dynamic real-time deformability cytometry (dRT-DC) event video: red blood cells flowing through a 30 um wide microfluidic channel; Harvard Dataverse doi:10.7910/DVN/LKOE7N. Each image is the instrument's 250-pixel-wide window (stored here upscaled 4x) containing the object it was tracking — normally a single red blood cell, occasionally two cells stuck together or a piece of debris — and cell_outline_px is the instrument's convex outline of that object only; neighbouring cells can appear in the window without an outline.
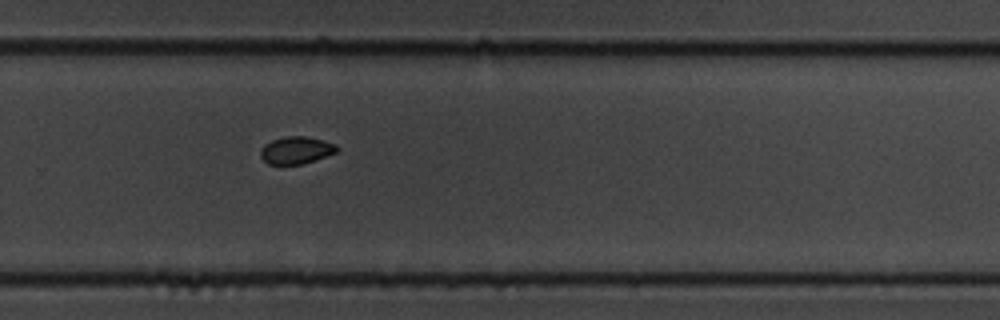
{"species": "common noctule bat (a hibernating species)", "species_latin": "Nyctalus noctula", "temperature_condition": "cold", "stored_images_in_passage": 51, "segment_of_instrument_passage": [2, 2], "camera_frame_rate_fps": 3000, "um_per_image_px": 0.085, "animal": {"sex": "male", "body_mass_g": 19.5, "forearm_length_mm": 54.6}, "frame": {"image": 1, "passage_image": 40, "time_ms": 13.0, "image_size_px": [1000, 320], "cell_outline_px": [[340, 148], [336, 152], [300, 164], [268, 164], [260, 156], [260, 148], [264, 144], [272, 140], [288, 136], [304, 136], [324, 140], [336, 144]], "centroid_in_image_um": [25.16, 12.75], "position_along_channel_um": 304.6, "area_um2": 12.02}}
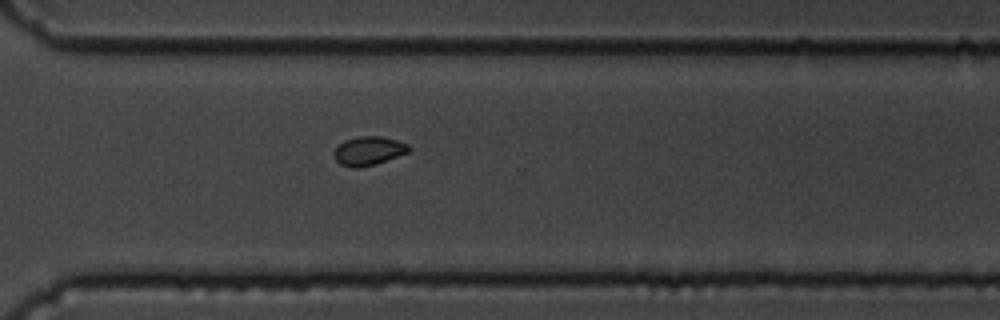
{"frame": {"image": 2, "passage_image": 43, "time_ms": 14.0, "image_size_px": [1000, 320], "cell_outline_px": [[412, 148], [408, 152], [376, 164], [356, 168], [352, 168], [340, 164], [332, 156], [332, 152], [344, 140], [360, 136], [380, 136], [396, 140], [408, 144]], "centroid_in_image_um": [31.31, 12.82], "position_along_channel_um": 339.3, "area_um2": 12.6}}
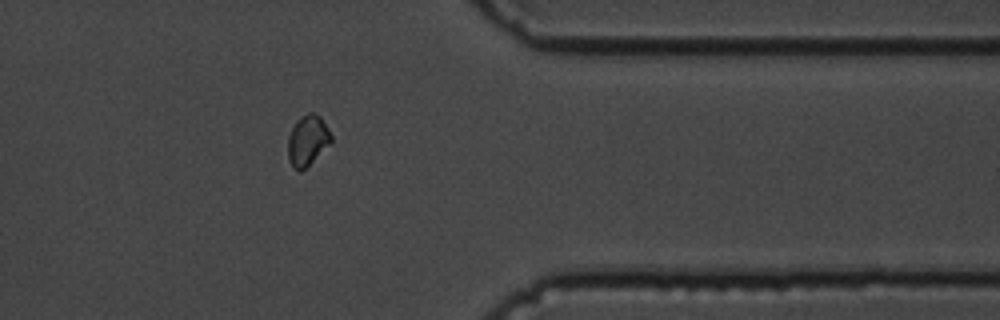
{"frame": {"image": 3, "passage_image": 48, "time_ms": 15.667, "image_size_px": [1000, 320], "cell_outline_px": [[332, 140], [300, 172], [292, 168], [288, 160], [288, 136], [296, 120], [308, 112], [316, 112], [320, 116], [328, 128], [332, 136]], "centroid_in_image_um": [26.11, 11.91], "position_along_channel_um": 385.3, "area_um2": 12.54}}